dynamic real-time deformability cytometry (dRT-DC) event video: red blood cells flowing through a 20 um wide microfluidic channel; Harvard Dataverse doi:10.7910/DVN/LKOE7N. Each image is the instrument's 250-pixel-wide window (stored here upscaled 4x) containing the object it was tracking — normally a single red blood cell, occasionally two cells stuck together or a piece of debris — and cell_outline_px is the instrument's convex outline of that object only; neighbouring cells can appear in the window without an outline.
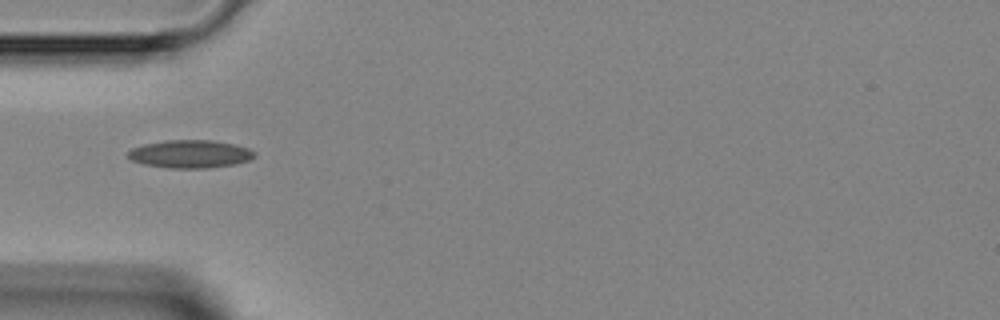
{"species": "Egyptian fruit bat (a non-hibernating species)", "species_latin": "Rousettus aegyptiacus", "temperature_condition": "room temperature", "stored_images_in_passage": 6, "camera_frame_rate_fps": 3000, "um_per_image_px": 0.085, "animal": {"sex": "female"}, "frame": {"image": 1, "passage_image": 4, "time_ms": 4.333, "image_size_px": [1000, 320], "cell_outline_px": [[256, 156], [248, 160], [236, 164], [208, 168], [168, 168], [144, 164], [132, 160], [128, 156], [128, 152], [132, 148], [144, 144], [164, 140], [212, 140], [236, 144], [248, 148], [256, 152]], "centroid_in_image_um": [16.2, 13.08], "position_along_channel_um": 68.8, "area_um2": 20.69}}
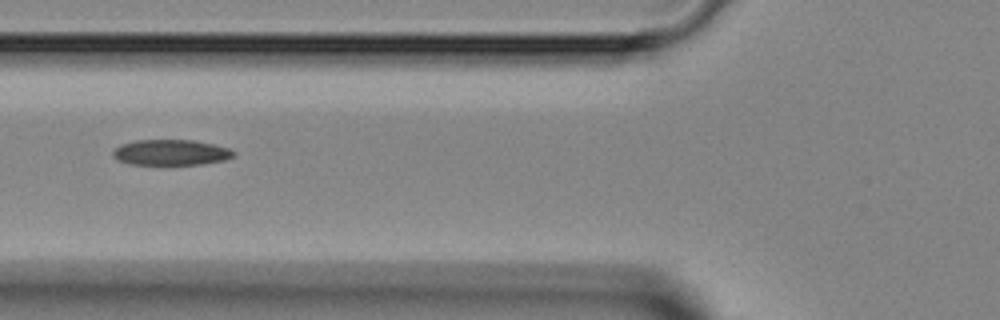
{"frame": {"image": 2, "passage_image": 5, "time_ms": 5.333, "image_size_px": [1000, 320], "cell_outline_px": [[236, 156], [224, 160], [204, 164], [128, 164], [116, 160], [112, 156], [112, 152], [120, 144], [136, 140], [192, 140], [212, 144], [228, 148], [236, 152]], "centroid_in_image_um": [14.51, 12.96], "position_along_channel_um": 111.3, "area_um2": 18.09}}
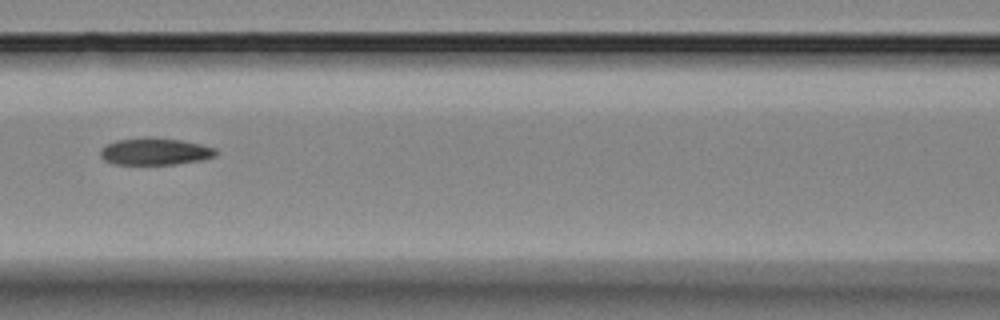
{"frame": {"image": 3, "passage_image": 6, "time_ms": 6.333, "image_size_px": [1000, 320], "cell_outline_px": [[216, 156], [204, 160], [176, 164], [116, 164], [104, 160], [100, 156], [100, 148], [116, 140], [144, 136], [152, 136], [180, 140], [200, 144], [216, 148]], "centroid_in_image_um": [13.17, 12.86], "position_along_channel_um": 153.4, "area_um2": 18.44}}